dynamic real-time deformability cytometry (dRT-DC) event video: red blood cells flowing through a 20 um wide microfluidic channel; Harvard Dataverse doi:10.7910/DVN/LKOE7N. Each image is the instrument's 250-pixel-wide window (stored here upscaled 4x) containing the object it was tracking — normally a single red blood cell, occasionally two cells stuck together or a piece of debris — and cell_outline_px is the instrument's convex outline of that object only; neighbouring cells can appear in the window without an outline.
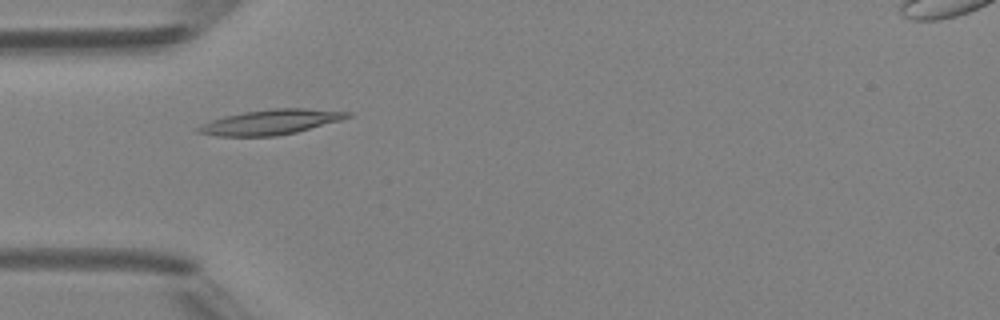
{"species": "Egyptian fruit bat (a non-hibernating species)", "species_latin": "Rousettus aegyptiacus", "temperature_condition": "room temperature", "stored_images_in_passage": 4, "camera_frame_rate_fps": 3000, "um_per_image_px": 0.085, "animal": {"sex": "female"}, "frame": {"image": 1, "passage_image": 3, "time_ms": 2.333, "image_size_px": [1000, 320], "cell_outline_px": [[352, 116], [340, 120], [296, 132], [276, 136], [216, 136], [196, 132], [196, 128], [212, 120], [224, 116], [244, 112], [276, 108], [304, 108], [352, 112]], "centroid_in_image_um": [23.02, 10.37], "position_along_channel_um": 62.0, "area_um2": 21.5}}
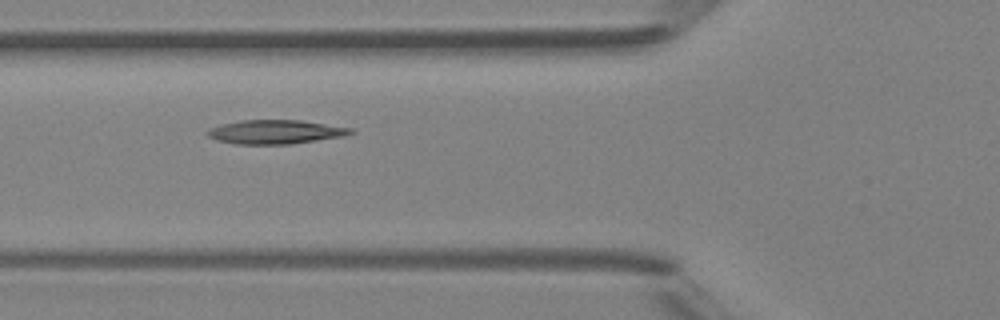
{"frame": {"image": 2, "passage_image": 4, "time_ms": 3.333, "image_size_px": [1000, 320], "cell_outline_px": [[356, 132], [344, 136], [288, 144], [236, 144], [216, 140], [208, 136], [204, 132], [208, 128], [220, 124], [240, 120], [300, 120], [352, 128]], "centroid_in_image_um": [23.36, 11.2], "position_along_channel_um": 102.4, "area_um2": 20.06}}